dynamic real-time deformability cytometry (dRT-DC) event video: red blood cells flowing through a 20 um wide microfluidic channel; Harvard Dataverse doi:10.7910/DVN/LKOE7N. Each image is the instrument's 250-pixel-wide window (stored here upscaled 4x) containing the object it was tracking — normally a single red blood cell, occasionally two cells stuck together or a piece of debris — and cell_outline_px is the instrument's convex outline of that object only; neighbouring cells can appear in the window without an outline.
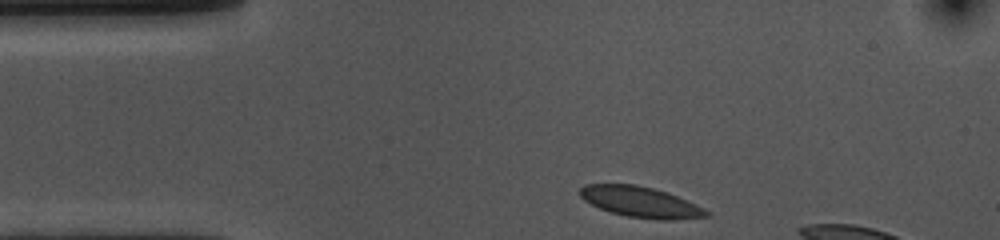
{"species": "common noctule bat (a hibernating species)", "species_latin": "Nyctalus noctula", "temperature_condition": "cold", "stored_images_in_passage": 7, "camera_frame_rate_fps": 3000, "um_per_image_px": 0.085, "animal": {"sex": "female", "body_mass_g": 10.0, "forearm_length_mm": 53.1}, "frame": {"image": 1, "passage_image": 1, "time_ms": 0.0, "image_size_px": [1000, 240], "cell_outline_px": [[712, 216], [676, 220], [660, 220], [628, 216], [612, 212], [600, 208], [584, 200], [580, 196], [580, 188], [584, 184], [636, 184], [668, 192], [704, 208], [712, 212]], "centroid_in_image_um": [54.5, 17.17], "position_along_channel_um": 30.5, "area_um2": 22.66}}